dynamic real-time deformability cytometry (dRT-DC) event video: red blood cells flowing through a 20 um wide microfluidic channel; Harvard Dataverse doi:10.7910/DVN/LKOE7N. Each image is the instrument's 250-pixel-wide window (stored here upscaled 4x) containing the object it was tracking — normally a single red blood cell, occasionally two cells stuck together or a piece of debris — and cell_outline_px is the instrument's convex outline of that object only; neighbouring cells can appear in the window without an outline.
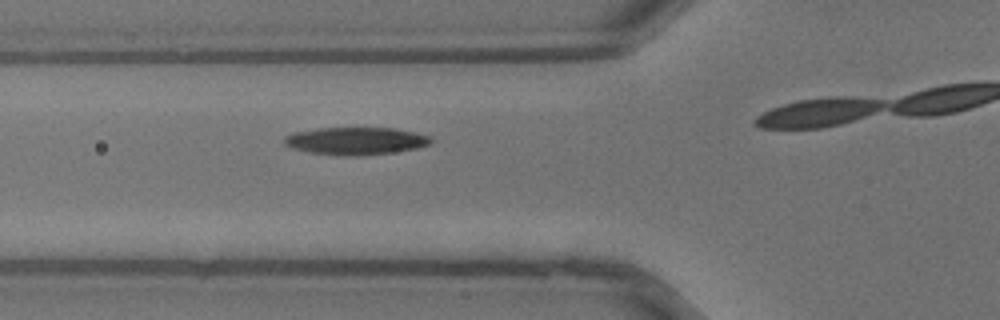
{"species": "common noctule bat (a hibernating species)", "species_latin": "Nyctalus noctula", "temperature_condition": "warm", "stored_images_in_passage": 23, "camera_frame_rate_fps": 3000, "um_per_image_px": 0.085, "animal": {"sex": "male", "body_mass_g": 13.3}, "frame": {"image": 1, "passage_image": 7, "time_ms": 2.0, "image_size_px": [1000, 320], "cell_outline_px": [[432, 144], [416, 148], [392, 152], [360, 156], [344, 156], [312, 152], [292, 148], [284, 144], [284, 136], [292, 132], [316, 128], [396, 128], [416, 132], [432, 136]], "centroid_in_image_um": [30.26, 11.97], "position_along_channel_um": 95.5, "area_um2": 23.7}}